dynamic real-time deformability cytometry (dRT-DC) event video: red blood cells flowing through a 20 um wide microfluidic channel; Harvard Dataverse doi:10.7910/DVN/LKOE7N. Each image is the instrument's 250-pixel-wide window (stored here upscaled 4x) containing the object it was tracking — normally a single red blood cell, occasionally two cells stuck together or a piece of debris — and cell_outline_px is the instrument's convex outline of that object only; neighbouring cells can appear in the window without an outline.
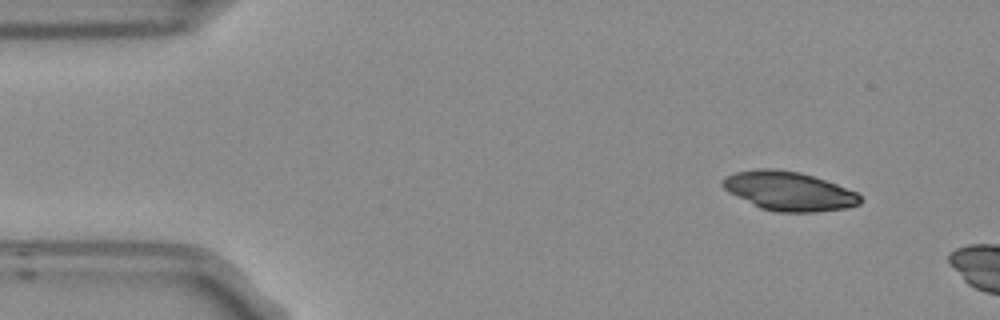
{"species": "Egyptian fruit bat (a non-hibernating species)", "species_latin": "Rousettus aegyptiacus", "temperature_condition": "room temperature", "stored_images_in_passage": 4, "camera_frame_rate_fps": 3000, "um_per_image_px": 0.085, "frame": {"image": 1, "passage_image": 1, "time_ms": 0.0, "image_size_px": [1000, 320], "cell_outline_px": [[860, 204], [844, 208], [816, 212], [776, 212], [760, 208], [728, 192], [720, 184], [724, 176], [736, 172], [760, 168], [772, 168], [800, 172], [836, 184], [856, 192], [860, 196]], "centroid_in_image_um": [67.01, 16.24], "position_along_channel_um": 18.0, "area_um2": 31.15}}